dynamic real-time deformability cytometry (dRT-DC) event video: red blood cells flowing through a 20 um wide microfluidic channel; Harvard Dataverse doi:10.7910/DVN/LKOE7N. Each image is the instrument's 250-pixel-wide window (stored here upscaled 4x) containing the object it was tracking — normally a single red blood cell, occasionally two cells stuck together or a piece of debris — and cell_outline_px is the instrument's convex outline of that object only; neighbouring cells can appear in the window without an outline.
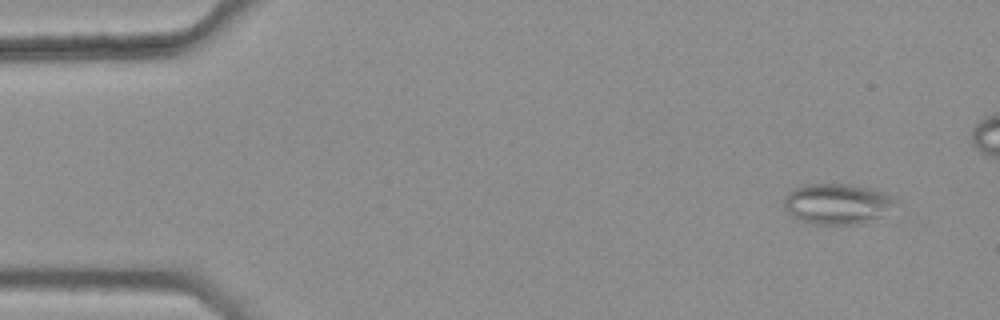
{"species": "common noctule bat (a hibernating species)", "species_latin": "Nyctalus noctula", "temperature_condition": "warm", "stored_images_in_passage": 5, "camera_frame_rate_fps": 3000, "um_per_image_px": 0.085, "animal": {"sex": "female", "body_mass_g": 25.1}, "frame": {"image": 1, "passage_image": 1, "time_ms": 0.0, "image_size_px": [1000, 320], "cell_outline_px": [[896, 200], [880, 216], [860, 224], [812, 224], [800, 220], [792, 216], [784, 208], [784, 200], [788, 192], [792, 188], [804, 184], [852, 184], [884, 192], [892, 196]], "centroid_in_image_um": [71.08, 17.31], "position_along_channel_um": 13.9, "area_um2": 26.13}}